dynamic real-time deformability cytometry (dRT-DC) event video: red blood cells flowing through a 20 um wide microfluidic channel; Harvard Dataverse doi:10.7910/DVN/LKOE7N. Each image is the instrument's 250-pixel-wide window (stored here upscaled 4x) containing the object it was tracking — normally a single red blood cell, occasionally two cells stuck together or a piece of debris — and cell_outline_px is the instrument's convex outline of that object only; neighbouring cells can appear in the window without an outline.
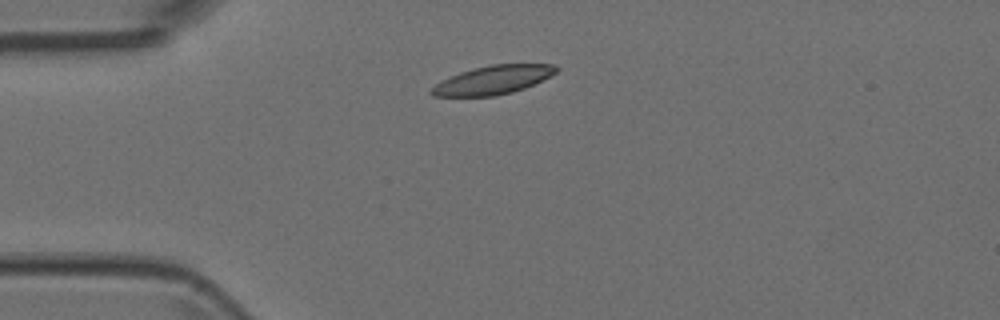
{"species": "Egyptian fruit bat (a non-hibernating species)", "species_latin": "Rousettus aegyptiacus", "temperature_condition": "room temperature", "stored_images_in_passage": 6, "camera_frame_rate_fps": 3000, "um_per_image_px": 0.085, "animal": {"sex": "female"}, "frame": {"image": 1, "passage_image": 1, "time_ms": 0.0, "image_size_px": [1000, 320], "cell_outline_px": [[560, 68], [556, 72], [524, 88], [512, 92], [496, 96], [432, 96], [428, 92], [436, 84], [460, 72], [472, 68], [492, 64], [556, 64]], "centroid_in_image_um": [41.9, 6.79], "position_along_channel_um": 43.1, "area_um2": 20.58}}
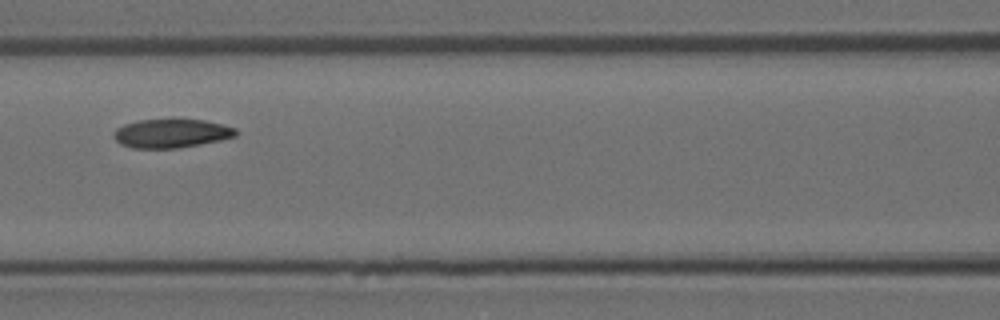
{"frame": {"image": 2, "passage_image": 4, "time_ms": 1.0, "image_size_px": [1000, 320], "cell_outline_px": [[236, 136], [220, 140], [200, 144], [176, 148], [132, 148], [120, 144], [112, 136], [112, 132], [116, 128], [124, 124], [136, 120], [172, 116], [176, 116], [204, 120], [236, 128]], "centroid_in_image_um": [14.51, 11.28], "position_along_channel_um": 152.1, "area_um2": 21.39}}
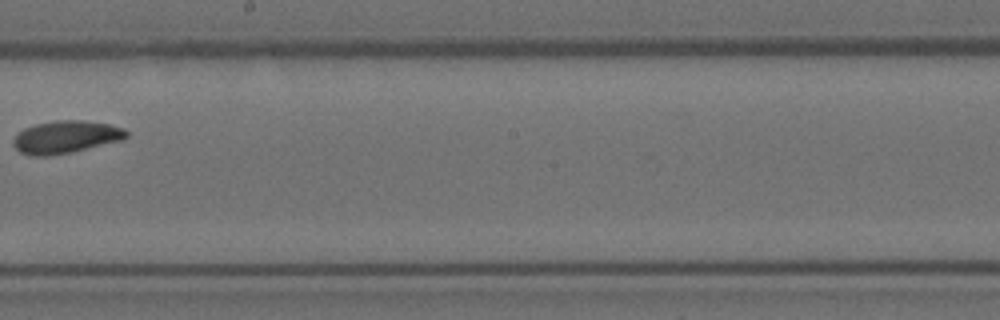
{"frame": {"image": 3, "passage_image": 6, "time_ms": 1.667, "image_size_px": [1000, 320], "cell_outline_px": [[128, 136], [120, 140], [72, 152], [48, 156], [28, 156], [20, 152], [12, 144], [12, 140], [24, 128], [36, 124], [56, 120], [84, 120], [108, 124], [124, 128], [128, 132]], "centroid_in_image_um": [5.57, 11.65], "position_along_channel_um": 242.6, "area_um2": 21.39}}